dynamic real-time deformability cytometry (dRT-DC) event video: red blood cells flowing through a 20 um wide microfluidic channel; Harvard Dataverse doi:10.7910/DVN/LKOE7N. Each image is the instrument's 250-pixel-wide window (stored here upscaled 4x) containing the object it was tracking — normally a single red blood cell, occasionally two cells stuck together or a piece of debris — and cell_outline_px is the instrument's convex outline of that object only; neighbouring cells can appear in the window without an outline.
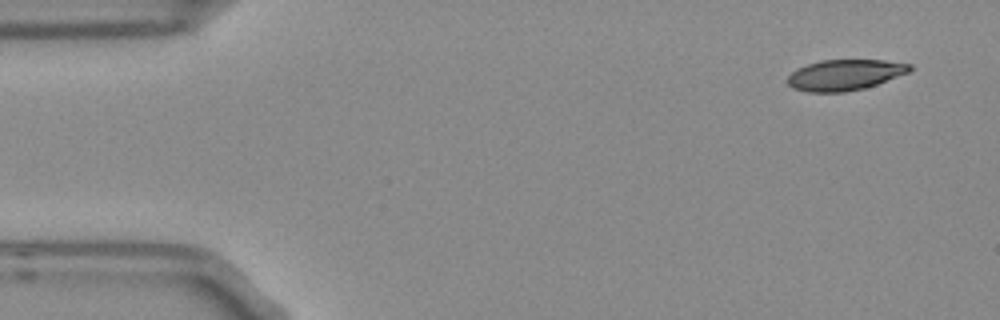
{"species": "Egyptian fruit bat (a non-hibernating species)", "species_latin": "Rousettus aegyptiacus", "temperature_condition": "room temperature", "stored_images_in_passage": 4, "camera_frame_rate_fps": 3000, "um_per_image_px": 0.085, "frame": {"image": 1, "passage_image": 1, "time_ms": 0.0, "image_size_px": [1000, 320], "cell_outline_px": [[912, 68], [908, 72], [876, 84], [864, 88], [844, 92], [808, 92], [792, 88], [784, 80], [796, 68], [820, 60], [884, 60], [912, 64]], "centroid_in_image_um": [71.75, 6.36], "position_along_channel_um": 13.2, "area_um2": 21.91}}
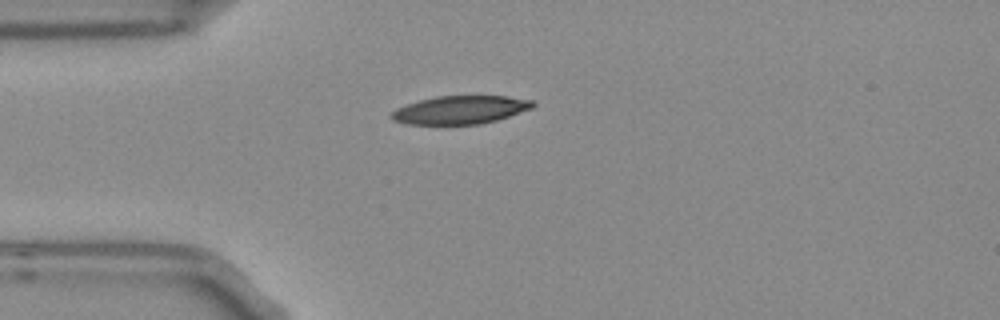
{"frame": {"image": 2, "passage_image": 4, "time_ms": 1.0, "image_size_px": [1000, 320], "cell_outline_px": [[536, 104], [532, 108], [496, 120], [480, 124], [404, 124], [392, 120], [388, 116], [396, 108], [420, 100], [436, 96], [508, 96], [532, 100]], "centroid_in_image_um": [39.1, 9.34], "position_along_channel_um": 45.9, "area_um2": 23.18}}